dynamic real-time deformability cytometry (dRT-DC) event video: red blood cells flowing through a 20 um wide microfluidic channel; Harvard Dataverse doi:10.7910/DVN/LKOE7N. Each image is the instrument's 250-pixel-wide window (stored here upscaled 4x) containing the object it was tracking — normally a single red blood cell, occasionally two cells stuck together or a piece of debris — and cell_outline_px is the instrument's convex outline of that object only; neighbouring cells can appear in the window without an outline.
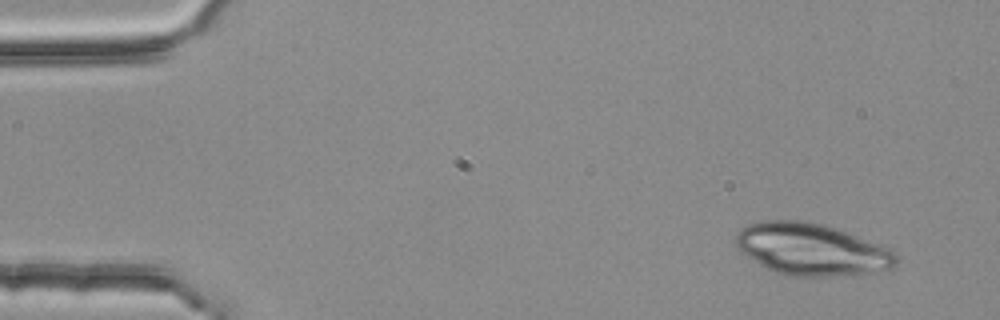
{"species": "common noctule bat (a hibernating species)", "species_latin": "Nyctalus noctula", "temperature_condition": "room temperature", "stored_images_in_passage": 3, "camera_frame_rate_fps": 3000, "um_per_image_px": 0.085, "animal": {"sex": "female", "body_mass_g": 25.1}, "frame": {"image": 1, "passage_image": 1, "time_ms": 0.0, "image_size_px": [1000, 320], "cell_outline_px": [[896, 264], [888, 268], [872, 272], [844, 276], [788, 276], [776, 272], [760, 264], [740, 252], [736, 248], [732, 240], [740, 228], [748, 224], [764, 220], [804, 220], [836, 228], [848, 232], [888, 248], [896, 256]], "centroid_in_image_um": [68.9, 21.18], "position_along_channel_um": 16.1, "area_um2": 48.49}}